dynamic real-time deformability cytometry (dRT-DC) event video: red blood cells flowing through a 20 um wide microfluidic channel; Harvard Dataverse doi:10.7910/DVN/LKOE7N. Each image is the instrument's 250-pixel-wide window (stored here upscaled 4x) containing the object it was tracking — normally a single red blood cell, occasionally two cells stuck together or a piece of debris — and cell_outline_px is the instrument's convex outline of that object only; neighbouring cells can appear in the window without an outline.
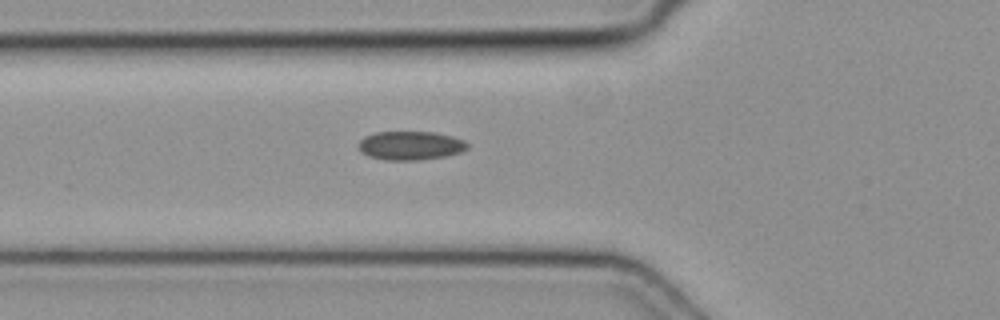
{"species": "common noctule bat (a hibernating species)", "species_latin": "Nyctalus noctula", "temperature_condition": "cold", "stored_images_in_passage": 36, "camera_frame_rate_fps": 3000, "um_per_image_px": 0.085, "animal": {"sex": "female", "body_mass_g": 19.3, "forearm_length_mm": 54.1}, "frame": {"image": 1, "passage_image": 9, "time_ms": 2.667, "image_size_px": [1000, 320], "cell_outline_px": [[468, 148], [460, 152], [444, 156], [420, 160], [384, 160], [368, 156], [360, 152], [360, 140], [364, 136], [376, 132], [432, 132], [452, 136], [464, 140], [468, 144]], "centroid_in_image_um": [34.88, 12.37], "position_along_channel_um": 90.9, "area_um2": 18.21}}
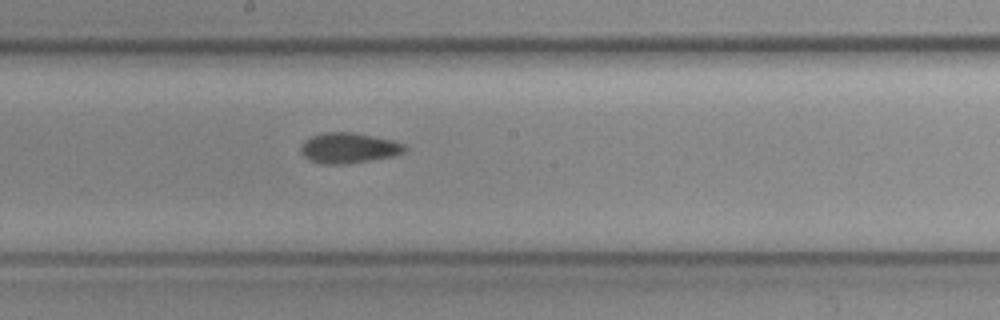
{"frame": {"image": 2, "passage_image": 18, "time_ms": 5.667, "image_size_px": [1000, 320], "cell_outline_px": [[408, 148], [404, 152], [392, 156], [348, 164], [320, 164], [304, 156], [300, 152], [300, 148], [304, 140], [312, 136], [324, 132], [352, 132], [392, 140], [404, 144]], "centroid_in_image_um": [29.62, 12.58], "position_along_channel_um": 218.6, "area_um2": 18.38}}
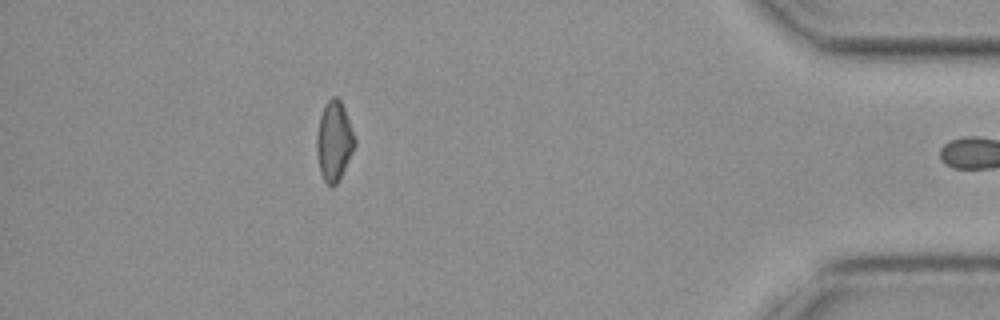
{"frame": {"image": 3, "passage_image": 35, "time_ms": 11.333, "image_size_px": [1000, 320], "cell_outline_px": [[356, 144], [336, 184], [332, 188], [324, 180], [320, 172], [316, 152], [316, 136], [320, 116], [324, 104], [332, 96], [336, 96], [340, 100], [344, 108], [356, 140]], "centroid_in_image_um": [28.38, 11.97], "position_along_channel_um": 406.8, "area_um2": 17.51}}